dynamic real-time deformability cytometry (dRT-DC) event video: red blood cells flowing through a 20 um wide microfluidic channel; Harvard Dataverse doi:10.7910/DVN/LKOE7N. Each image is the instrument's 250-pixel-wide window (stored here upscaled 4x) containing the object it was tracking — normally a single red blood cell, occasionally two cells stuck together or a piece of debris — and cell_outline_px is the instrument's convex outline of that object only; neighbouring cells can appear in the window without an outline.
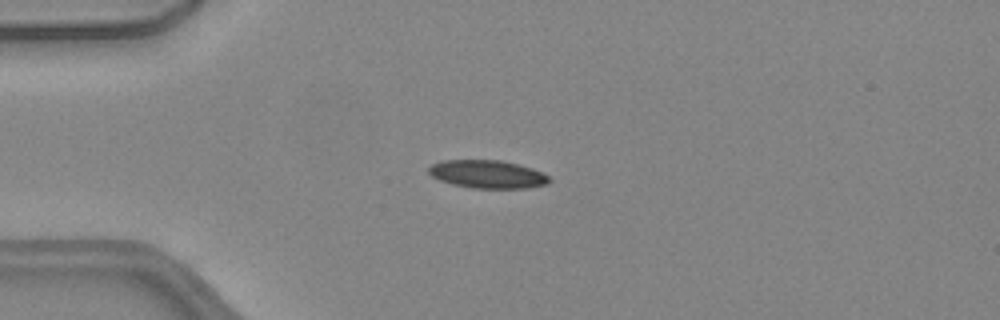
{"species": "common noctule bat (a hibernating species)", "species_latin": "Nyctalus noctula", "temperature_condition": "warm", "stored_images_in_passage": 51, "camera_frame_rate_fps": 3000, "um_per_image_px": 0.085, "animal": {"sex": "female", "body_mass_g": 24.6, "forearm_length_mm": 56.2}, "frame": {"image": 1, "passage_image": 14, "time_ms": 4.333, "image_size_px": [1000, 320], "cell_outline_px": [[552, 180], [548, 184], [528, 188], [472, 188], [452, 184], [440, 180], [432, 176], [428, 172], [428, 168], [432, 164], [444, 160], [500, 160], [532, 168], [548, 176]], "centroid_in_image_um": [41.44, 14.81], "position_along_channel_um": 43.6, "area_um2": 19.65}}
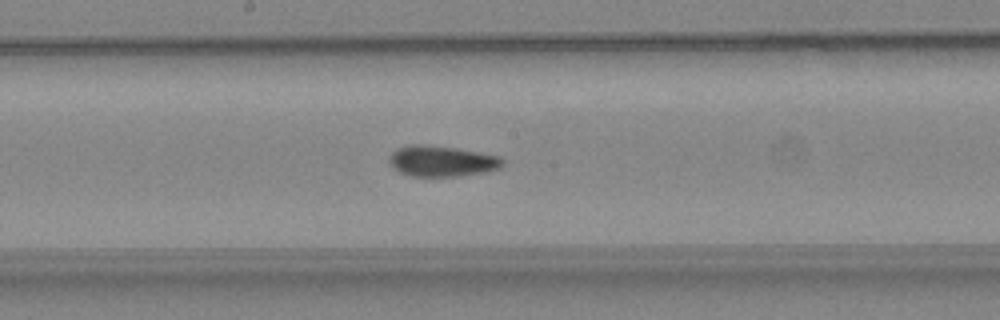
{"frame": {"image": 2, "passage_image": 28, "time_ms": 9.0, "image_size_px": [1000, 320], "cell_outline_px": [[504, 164], [500, 168], [488, 172], [456, 176], [412, 176], [400, 172], [392, 168], [388, 160], [388, 156], [396, 148], [408, 144], [424, 144], [456, 148], [480, 152], [500, 156], [504, 160]], "centroid_in_image_um": [37.54, 13.68], "position_along_channel_um": 210.7, "area_um2": 20.69}}
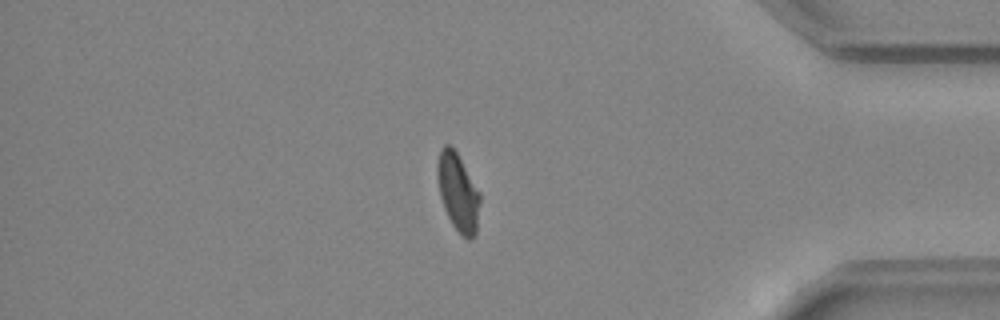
{"frame": {"image": 3, "passage_image": 44, "time_ms": 14.333, "image_size_px": [1000, 320], "cell_outline_px": [[480, 200], [476, 232], [468, 240], [452, 224], [444, 208], [440, 196], [436, 172], [436, 164], [440, 148], [444, 144], [448, 144], [456, 152], [480, 192]], "centroid_in_image_um": [38.9, 16.3], "position_along_channel_um": 396.3, "area_um2": 19.07}}